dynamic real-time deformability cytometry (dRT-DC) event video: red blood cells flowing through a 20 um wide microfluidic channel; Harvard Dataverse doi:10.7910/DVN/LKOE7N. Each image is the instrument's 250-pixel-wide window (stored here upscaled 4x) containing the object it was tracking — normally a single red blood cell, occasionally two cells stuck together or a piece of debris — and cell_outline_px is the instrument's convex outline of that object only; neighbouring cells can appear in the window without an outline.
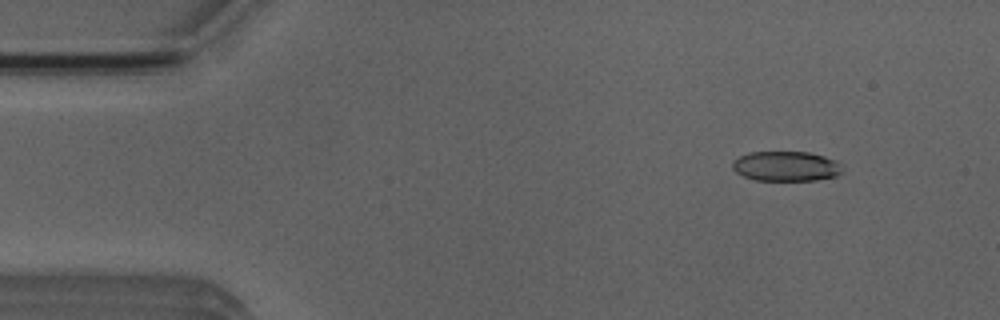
{"species": "Egyptian fruit bat (a non-hibernating species)", "species_latin": "Rousettus aegyptiacus", "temperature_condition": "room temperature", "stored_images_in_passage": 7, "camera_frame_rate_fps": 3000, "um_per_image_px": 0.085, "animal": {"sex": "male"}, "frame": {"image": 1, "passage_image": 1, "time_ms": 0.0, "image_size_px": [1000, 320], "cell_outline_px": [[840, 172], [836, 176], [816, 180], [756, 180], [744, 176], [736, 172], [732, 168], [732, 160], [748, 152], [808, 152], [824, 156], [840, 164]], "centroid_in_image_um": [66.75, 14.12], "position_along_channel_um": 18.2, "area_um2": 18.96}}
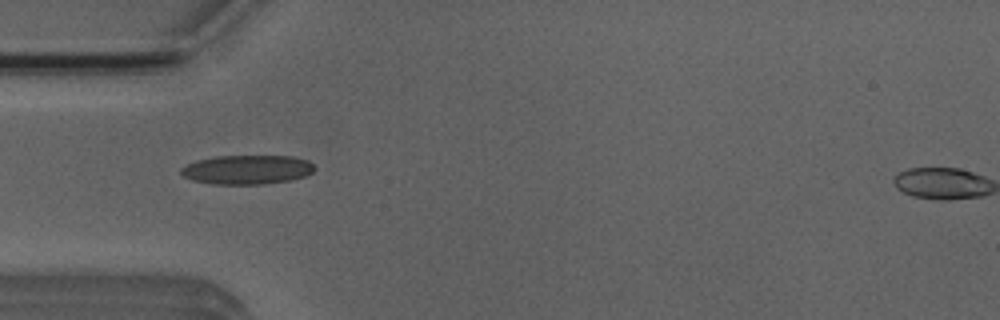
{"frame": {"image": 2, "passage_image": 4, "time_ms": 3.333, "image_size_px": [1000, 320], "cell_outline_px": [[316, 168], [312, 172], [304, 176], [292, 180], [264, 184], [212, 184], [192, 180], [184, 176], [180, 172], [180, 168], [196, 160], [212, 156], [292, 156], [308, 160]], "centroid_in_image_um": [21.0, 14.41], "position_along_channel_um": 64.0, "area_um2": 22.83}}
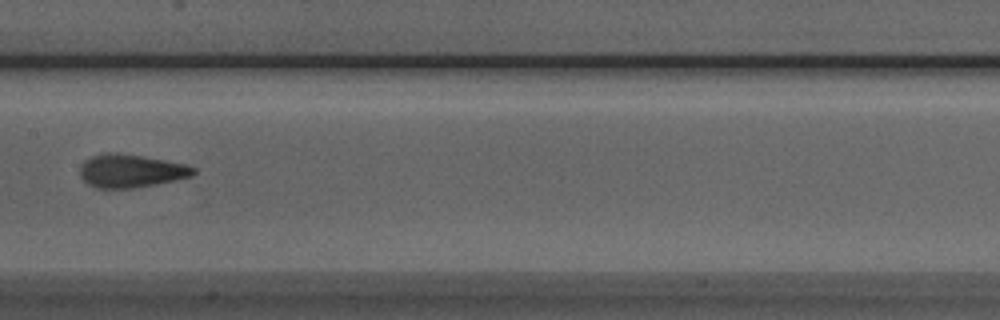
{"frame": {"image": 3, "passage_image": 7, "time_ms": 6.667, "image_size_px": [1000, 320], "cell_outline_px": [[196, 172], [192, 176], [176, 180], [156, 184], [132, 188], [96, 188], [88, 184], [80, 176], [80, 168], [84, 160], [100, 152], [116, 152], [144, 156], [188, 164], [196, 168]], "centroid_in_image_um": [11.14, 14.51], "position_along_channel_um": 196.3, "area_um2": 22.25}}